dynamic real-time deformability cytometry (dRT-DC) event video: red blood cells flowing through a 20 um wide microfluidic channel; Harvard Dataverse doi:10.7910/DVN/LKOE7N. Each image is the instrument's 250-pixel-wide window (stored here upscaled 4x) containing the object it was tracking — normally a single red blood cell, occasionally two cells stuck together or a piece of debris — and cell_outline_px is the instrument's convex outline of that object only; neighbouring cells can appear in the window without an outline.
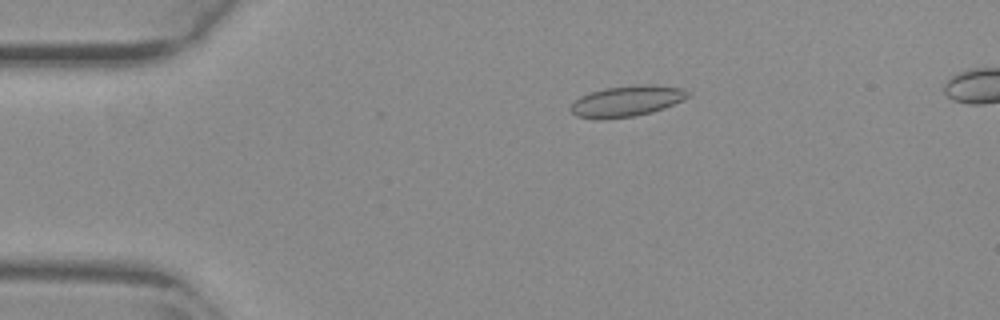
{"species": "common noctule bat (a hibernating species)", "species_latin": "Nyctalus noctula", "temperature_condition": "warm", "stored_images_in_passage": 4, "camera_frame_rate_fps": 3000, "um_per_image_px": 0.085, "animal": {"sex": "female", "body_mass_g": 29.2, "forearm_length_mm": 56.3}, "frame": {"image": 1, "passage_image": 2, "time_ms": 0.333, "image_size_px": [1000, 320], "cell_outline_px": [[692, 96], [684, 100], [664, 108], [652, 112], [636, 116], [596, 120], [576, 116], [568, 108], [580, 96], [604, 88], [636, 84], [652, 84], [684, 88], [692, 92]], "centroid_in_image_um": [53.33, 8.59], "position_along_channel_um": 31.7, "area_um2": 21.56}}